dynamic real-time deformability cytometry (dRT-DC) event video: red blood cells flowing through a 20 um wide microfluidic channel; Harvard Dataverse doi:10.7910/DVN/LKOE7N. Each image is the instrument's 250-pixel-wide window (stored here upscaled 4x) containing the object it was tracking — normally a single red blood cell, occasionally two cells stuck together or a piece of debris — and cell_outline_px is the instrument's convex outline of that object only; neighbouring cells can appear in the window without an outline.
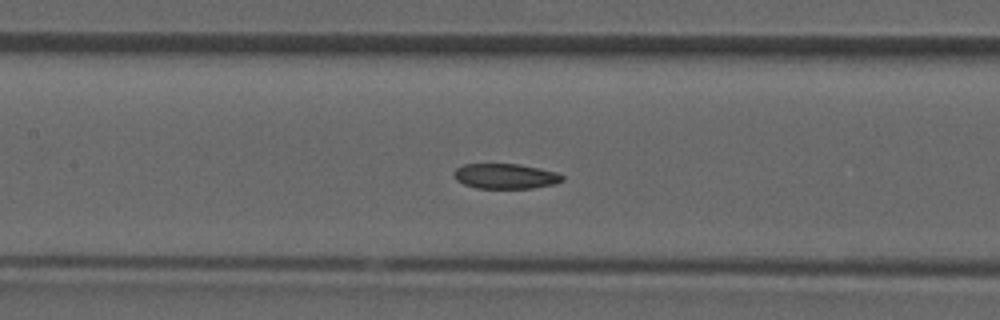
{"species": "common noctule bat (a hibernating species)", "species_latin": "Nyctalus noctula", "temperature_condition": "room temperature", "stored_images_in_passage": 37, "camera_frame_rate_fps": 3000, "um_per_image_px": 0.085, "animal": {"sex": "male", "forearm_length_mm": 52.5}, "frame": {"image": 1, "passage_image": 16, "time_ms": 5.0, "image_size_px": [1000, 320], "cell_outline_px": [[564, 180], [556, 184], [532, 188], [476, 188], [464, 184], [456, 180], [456, 168], [464, 164], [520, 164], [556, 172], [564, 176]], "centroid_in_image_um": [43.0, 14.98], "position_along_channel_um": 164.4, "area_um2": 15.78}}